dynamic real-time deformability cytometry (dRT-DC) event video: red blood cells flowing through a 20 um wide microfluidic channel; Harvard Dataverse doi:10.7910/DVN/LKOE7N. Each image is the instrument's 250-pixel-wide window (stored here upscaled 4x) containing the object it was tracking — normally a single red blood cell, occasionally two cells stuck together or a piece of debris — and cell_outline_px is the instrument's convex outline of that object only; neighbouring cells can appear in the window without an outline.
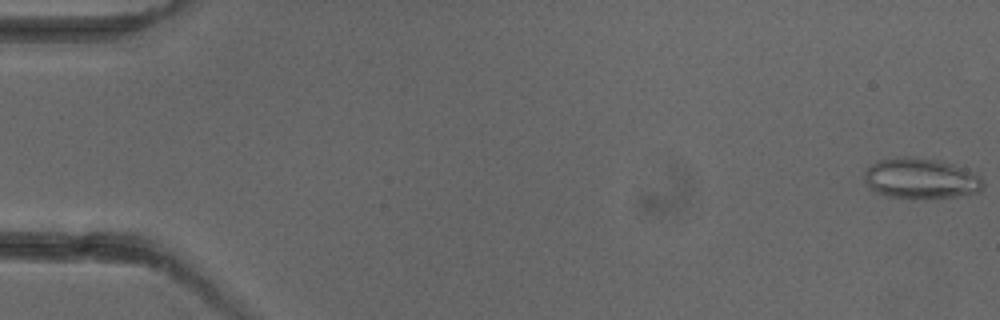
{"species": "common noctule bat (a hibernating species)", "species_latin": "Nyctalus noctula", "temperature_condition": "cold", "stored_images_in_passage": 5, "camera_frame_rate_fps": 3000, "um_per_image_px": 0.085, "animal": {"sex": "female"}, "frame": {"image": 1, "passage_image": 1, "time_ms": 0.0, "image_size_px": [1000, 320], "cell_outline_px": [[984, 188], [980, 192], [956, 196], [884, 196], [868, 188], [864, 180], [864, 172], [872, 164], [880, 160], [904, 156], [912, 156], [940, 160], [952, 164], [972, 172], [980, 176], [984, 184]], "centroid_in_image_um": [78.26, 15.14], "position_along_channel_um": 6.7, "area_um2": 27.57}}